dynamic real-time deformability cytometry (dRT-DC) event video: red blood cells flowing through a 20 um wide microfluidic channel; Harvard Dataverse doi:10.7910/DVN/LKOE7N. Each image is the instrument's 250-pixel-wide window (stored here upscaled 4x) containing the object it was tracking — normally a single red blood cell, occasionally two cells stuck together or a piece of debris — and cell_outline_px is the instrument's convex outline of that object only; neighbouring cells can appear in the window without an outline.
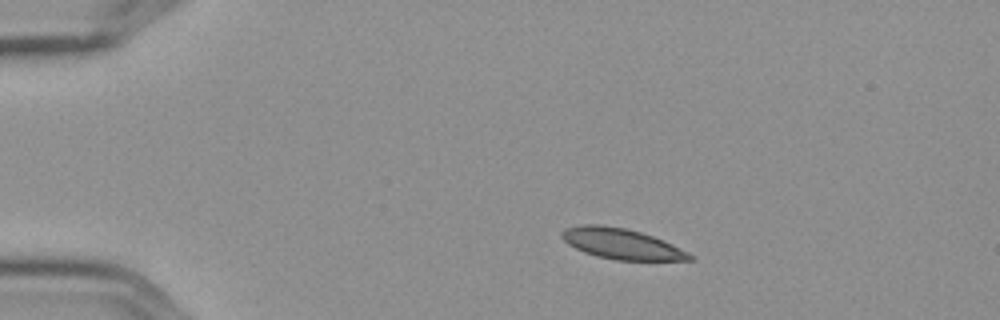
{"species": "Egyptian fruit bat (a non-hibernating species)", "species_latin": "Rousettus aegyptiacus", "temperature_condition": "cold", "stored_images_in_passage": 3, "camera_frame_rate_fps": 3000, "um_per_image_px": 0.085, "frame": {"image": 1, "passage_image": 1, "time_ms": 0.0, "image_size_px": [1000, 320], "cell_outline_px": [[696, 256], [692, 260], [616, 260], [596, 256], [584, 252], [568, 244], [560, 236], [560, 232], [564, 228], [580, 224], [600, 224], [624, 228], [640, 232], [652, 236], [672, 244]], "centroid_in_image_um": [52.8, 20.72], "position_along_channel_um": 32.2, "area_um2": 22.83}}